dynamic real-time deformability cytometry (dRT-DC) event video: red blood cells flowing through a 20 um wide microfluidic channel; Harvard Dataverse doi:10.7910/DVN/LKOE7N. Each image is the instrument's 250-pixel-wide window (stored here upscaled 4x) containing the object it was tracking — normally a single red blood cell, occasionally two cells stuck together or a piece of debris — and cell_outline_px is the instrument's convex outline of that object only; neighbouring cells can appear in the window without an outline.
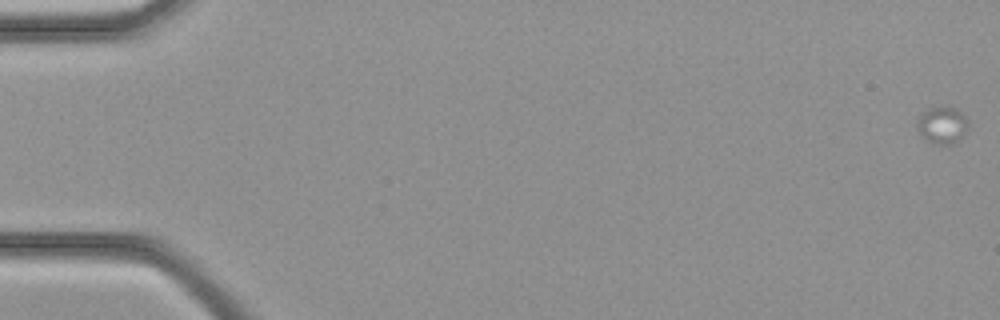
{"species": "common noctule bat (a hibernating species)", "species_latin": "Nyctalus noctula", "temperature_condition": "cold", "stored_images_in_passage": 14, "camera_frame_rate_fps": 3000, "um_per_image_px": 0.085, "animal": {"sex": "female", "body_mass_g": 21.9}, "frame": {"image": 1, "passage_image": 1, "time_ms": 0.0, "image_size_px": [1000, 320], "cell_outline_px": [[968, 128], [964, 136], [952, 144], [932, 144], [920, 136], [916, 124], [920, 116], [924, 112], [932, 108], [948, 104], [956, 108], [968, 120]], "centroid_in_image_um": [80.11, 10.64], "position_along_channel_um": 4.9, "area_um2": 11.27}}